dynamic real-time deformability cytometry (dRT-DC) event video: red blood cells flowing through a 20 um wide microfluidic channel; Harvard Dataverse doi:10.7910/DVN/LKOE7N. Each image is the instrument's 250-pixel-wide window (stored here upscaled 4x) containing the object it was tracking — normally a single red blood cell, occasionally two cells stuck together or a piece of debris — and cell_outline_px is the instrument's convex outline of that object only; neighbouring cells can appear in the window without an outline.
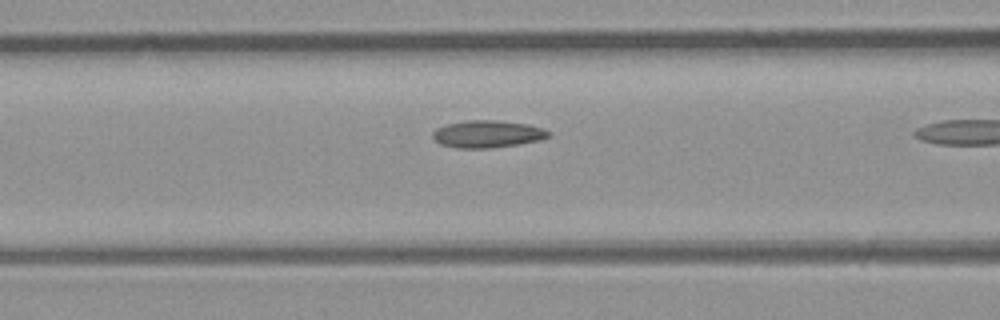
{"species": "common noctule bat (a hibernating species)", "species_latin": "Nyctalus noctula", "temperature_condition": "room temperature", "stored_images_in_passage": 7, "camera_frame_rate_fps": 3000, "um_per_image_px": 0.085, "animal": {"sex": "male", "body_mass_g": 23.1, "forearm_length_mm": 52.7}, "frame": {"image": 1, "passage_image": 6, "time_ms": 1.667, "image_size_px": [1000, 320], "cell_outline_px": [[552, 132], [548, 136], [540, 140], [492, 148], [456, 148], [440, 144], [432, 136], [432, 132], [436, 128], [444, 124], [464, 120], [496, 120], [528, 124], [544, 128]], "centroid_in_image_um": [41.41, 11.38], "position_along_channel_um": 125.2, "area_um2": 18.55}}